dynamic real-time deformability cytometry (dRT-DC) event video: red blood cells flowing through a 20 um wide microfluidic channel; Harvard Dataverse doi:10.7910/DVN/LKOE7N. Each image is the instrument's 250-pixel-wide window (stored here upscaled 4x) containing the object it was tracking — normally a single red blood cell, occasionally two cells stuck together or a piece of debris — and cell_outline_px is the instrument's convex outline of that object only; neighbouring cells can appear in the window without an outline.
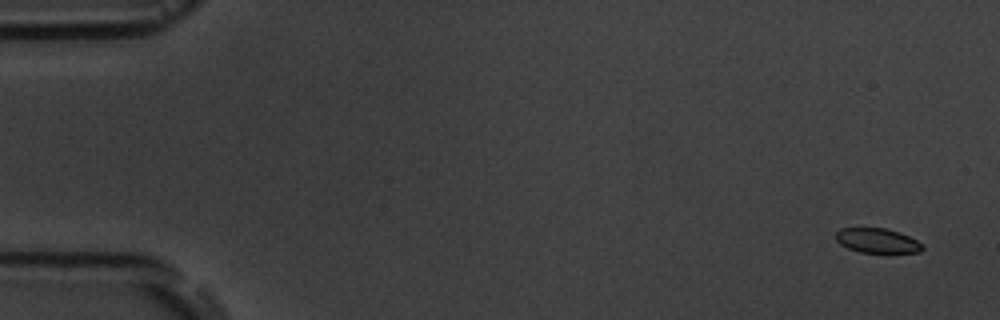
{"species": "common noctule bat (a hibernating species)", "species_latin": "Nyctalus noctula", "temperature_condition": "room temperature", "stored_images_in_passage": 15, "camera_frame_rate_fps": 3000, "um_per_image_px": 0.085, "animal": {"sex": "male", "body_mass_g": 19.5, "forearm_length_mm": 54.6}, "frame": {"image": 1, "passage_image": 1, "time_ms": 0.0, "image_size_px": [1000, 320], "cell_outline_px": [[924, 248], [920, 252], [860, 252], [848, 248], [840, 244], [836, 240], [836, 232], [840, 228], [884, 228], [900, 232], [924, 244]], "centroid_in_image_um": [74.57, 20.45], "position_along_channel_um": 10.4, "area_um2": 12.37}}
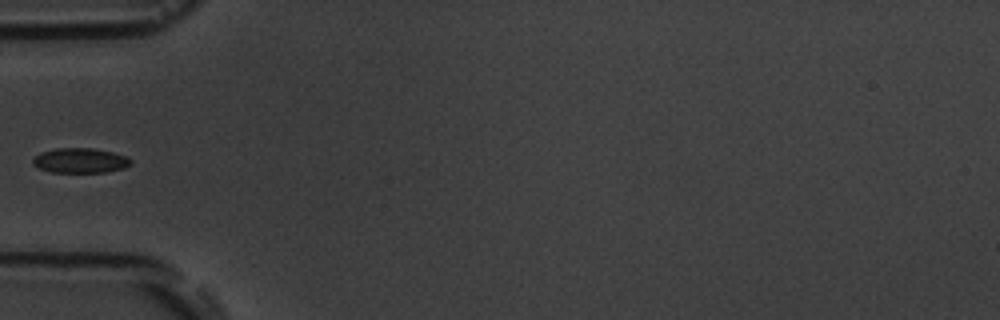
{"frame": {"image": 2, "passage_image": 5, "time_ms": 5.667, "image_size_px": [1000, 320], "cell_outline_px": [[132, 164], [124, 168], [108, 172], [52, 172], [40, 168], [32, 164], [32, 160], [40, 152], [56, 148], [92, 148], [112, 152], [124, 156], [132, 160]], "centroid_in_image_um": [6.82, 13.64], "position_along_channel_um": 78.2, "area_um2": 14.16}}
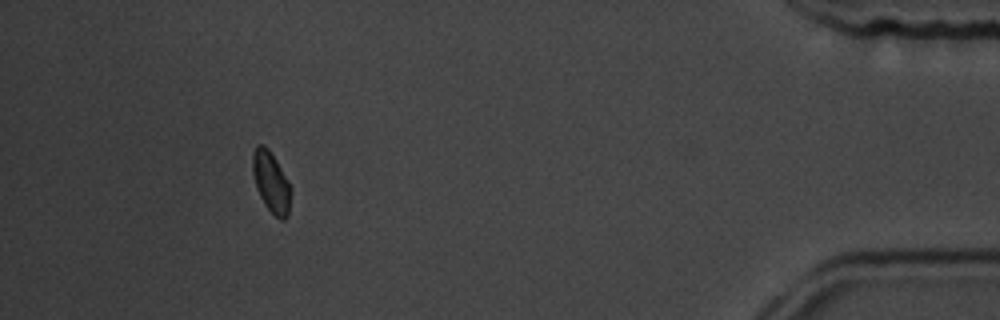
{"frame": {"image": 3, "passage_image": 14, "time_ms": 16.667, "image_size_px": [1000, 320], "cell_outline_px": [[292, 192], [288, 216], [284, 220], [280, 220], [264, 204], [256, 188], [252, 172], [252, 152], [256, 144], [264, 144], [268, 148], [276, 160], [288, 180], [292, 188]], "centroid_in_image_um": [23.05, 15.46], "position_along_channel_um": 412.2, "area_um2": 13.81}, "authors_computed_cell_mechanics": {"area_um2": 14.0454, "velocity_mm_per_s": 3.5804, "shape_relaxation_time_tau1_ms": 5.0621, "shape_relaxation_time_tau2_ms": null, "deformation_change_tau1": 0.0885, "deformation_change_tau2": null}}